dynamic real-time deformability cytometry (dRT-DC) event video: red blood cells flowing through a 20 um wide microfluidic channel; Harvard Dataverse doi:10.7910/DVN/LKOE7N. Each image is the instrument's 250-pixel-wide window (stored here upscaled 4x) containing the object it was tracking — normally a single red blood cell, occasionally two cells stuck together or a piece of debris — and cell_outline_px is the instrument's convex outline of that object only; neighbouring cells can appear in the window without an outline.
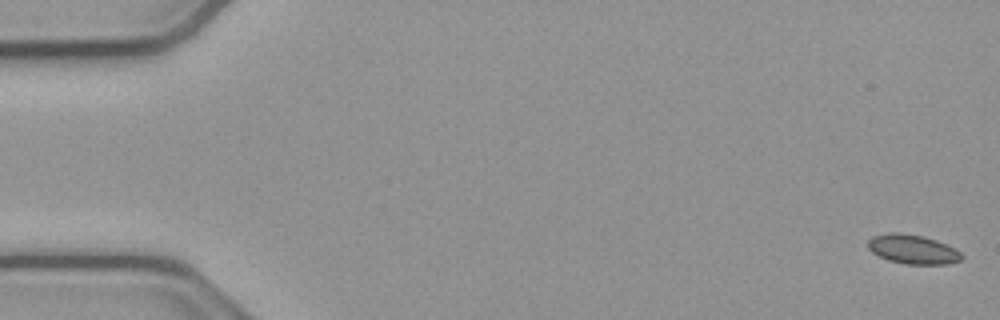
{"species": "common noctule bat (a hibernating species)", "species_latin": "Nyctalus noctula", "temperature_condition": "cold", "stored_images_in_passage": 54, "camera_frame_rate_fps": 3000, "um_per_image_px": 0.085, "animal": {"sex": "male", "body_mass_g": 23.1, "forearm_length_mm": 52.7}, "frame": {"image": 1, "passage_image": 1, "time_ms": 0.0, "image_size_px": [1000, 320], "cell_outline_px": [[964, 256], [960, 260], [948, 264], [904, 264], [888, 260], [872, 252], [868, 248], [868, 240], [872, 236], [888, 232], [900, 232], [924, 236], [936, 240], [960, 252]], "centroid_in_image_um": [77.55, 21.18], "position_along_channel_um": 7.5, "area_um2": 15.95}}
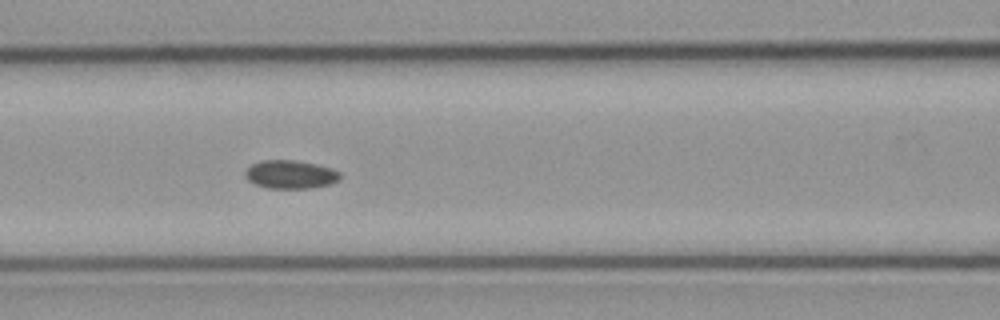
{"frame": {"image": 2, "passage_image": 23, "time_ms": 7.333, "image_size_px": [1000, 320], "cell_outline_px": [[340, 180], [332, 184], [312, 188], [268, 188], [256, 184], [248, 180], [244, 176], [244, 172], [252, 164], [264, 160], [292, 160], [316, 164], [332, 168], [340, 172]], "centroid_in_image_um": [24.72, 14.83], "position_along_channel_um": 141.9, "area_um2": 15.72}}
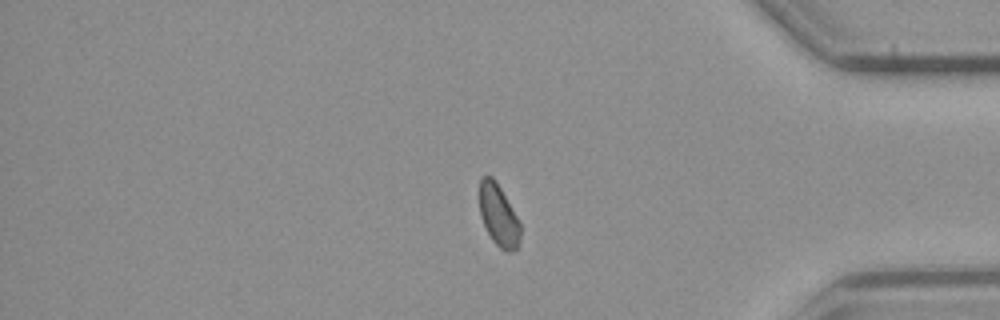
{"frame": {"image": 3, "passage_image": 45, "time_ms": 14.667, "image_size_px": [1000, 320], "cell_outline_px": [[520, 240], [516, 252], [504, 252], [492, 240], [480, 216], [480, 176], [492, 176], [496, 180], [520, 220]], "centroid_in_image_um": [42.4, 18.32], "position_along_channel_um": 392.8, "area_um2": 14.97}, "authors_computed_cell_mechanics": {"area_um2": 15.4615, "velocity_mm_per_s": 3.8055, "shape_relaxation_time_tau1_ms": null, "shape_relaxation_time_tau2_ms": 6.7628, "deformation_change_tau1": null, "deformation_change_tau2": 0.1015}}